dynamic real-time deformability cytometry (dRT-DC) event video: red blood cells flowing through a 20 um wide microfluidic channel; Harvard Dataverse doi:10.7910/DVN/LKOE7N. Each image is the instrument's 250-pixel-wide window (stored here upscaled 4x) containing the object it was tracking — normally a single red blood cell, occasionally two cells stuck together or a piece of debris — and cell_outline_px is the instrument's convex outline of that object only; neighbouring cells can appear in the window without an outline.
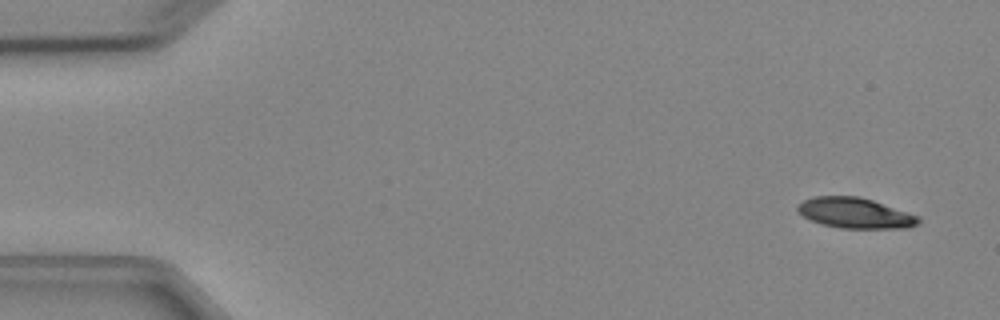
{"species": "Egyptian fruit bat (a non-hibernating species)", "species_latin": "Rousettus aegyptiacus", "temperature_condition": "cold", "stored_images_in_passage": 5, "segment_of_instrument_passage": [2, 2], "camera_frame_rate_fps": 3000, "um_per_image_px": 0.085, "animal": {"sex": "female"}, "frame": {"image": 1, "passage_image": 5, "time_ms": 5.667, "image_size_px": [1000, 320], "cell_outline_px": [[920, 220], [916, 224], [908, 228], [840, 228], [820, 224], [804, 216], [796, 208], [804, 200], [816, 196], [860, 196], [920, 216]], "centroid_in_image_um": [72.7, 18.11], "position_along_channel_um": 12.3, "area_um2": 21.27}}